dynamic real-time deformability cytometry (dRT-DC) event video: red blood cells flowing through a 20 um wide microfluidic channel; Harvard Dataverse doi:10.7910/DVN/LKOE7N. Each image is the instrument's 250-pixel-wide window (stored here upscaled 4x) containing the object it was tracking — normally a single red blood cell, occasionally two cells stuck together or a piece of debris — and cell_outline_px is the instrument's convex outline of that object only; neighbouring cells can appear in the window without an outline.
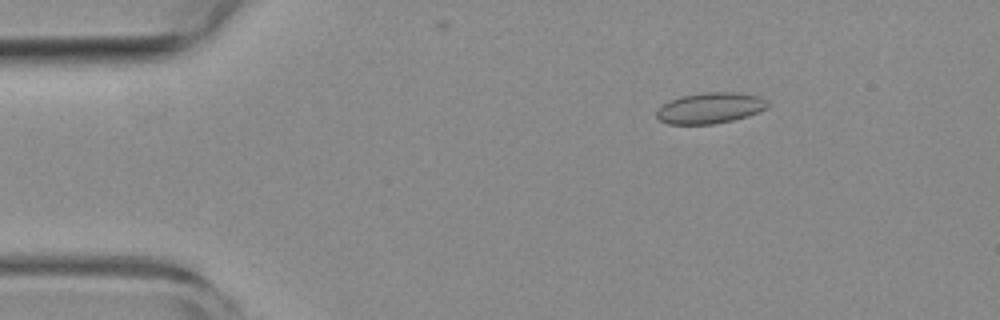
{"species": "common noctule bat (a hibernating species)", "species_latin": "Nyctalus noctula", "temperature_condition": "room temperature", "stored_images_in_passage": 4, "camera_frame_rate_fps": 3000, "um_per_image_px": 0.085, "animal": {"sex": "female", "body_mass_g": 19.3, "forearm_length_mm": 54.1}, "frame": {"image": 1, "passage_image": 3, "time_ms": 2.333, "image_size_px": [1000, 320], "cell_outline_px": [[768, 108], [760, 112], [748, 116], [732, 120], [712, 124], [668, 124], [660, 120], [656, 116], [656, 108], [668, 100], [680, 96], [700, 92], [736, 92], [760, 96], [768, 100]], "centroid_in_image_um": [60.35, 9.17], "position_along_channel_um": 24.6, "area_um2": 20.4}}